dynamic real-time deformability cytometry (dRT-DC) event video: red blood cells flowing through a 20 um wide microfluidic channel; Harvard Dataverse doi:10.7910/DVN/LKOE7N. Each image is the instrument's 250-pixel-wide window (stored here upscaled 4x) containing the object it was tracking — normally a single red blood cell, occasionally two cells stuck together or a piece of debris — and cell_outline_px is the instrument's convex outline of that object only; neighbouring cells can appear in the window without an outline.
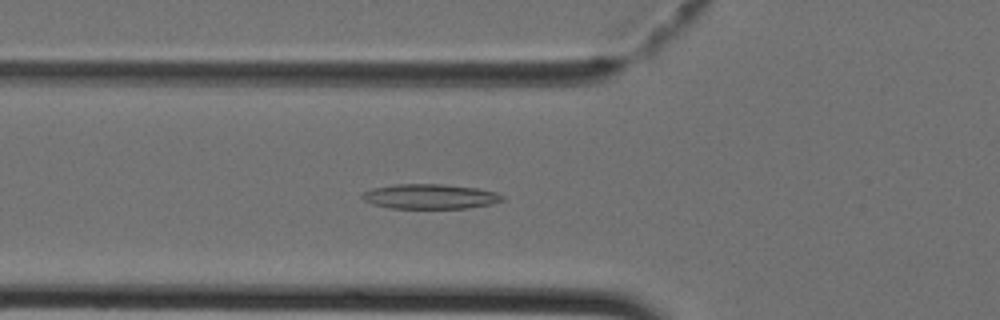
{"species": "Egyptian fruit bat (a non-hibernating species)", "species_latin": "Rousettus aegyptiacus", "temperature_condition": "cold", "stored_images_in_passage": 43, "camera_frame_rate_fps": 3000, "um_per_image_px": 0.085, "animal": {"sex": "female"}, "frame": {"image": 1, "passage_image": 15, "time_ms": 4.667, "image_size_px": [1000, 320], "cell_outline_px": [[504, 200], [492, 204], [468, 208], [388, 208], [372, 204], [364, 200], [360, 196], [364, 192], [372, 188], [396, 184], [444, 184], [476, 188], [496, 192], [504, 196]], "centroid_in_image_um": [36.56, 16.7], "position_along_channel_um": 89.2, "area_um2": 20.35}}
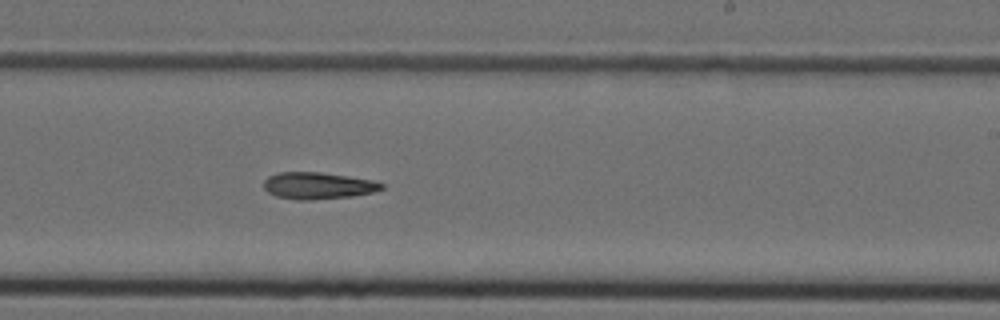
{"frame": {"image": 2, "passage_image": 26, "time_ms": 8.333, "image_size_px": [1000, 320], "cell_outline_px": [[384, 188], [372, 192], [352, 196], [312, 200], [296, 200], [276, 196], [268, 192], [264, 188], [264, 180], [268, 176], [280, 172], [320, 172], [376, 180], [384, 184]], "centroid_in_image_um": [27.03, 15.78], "position_along_channel_um": 262.0, "area_um2": 18.5}}
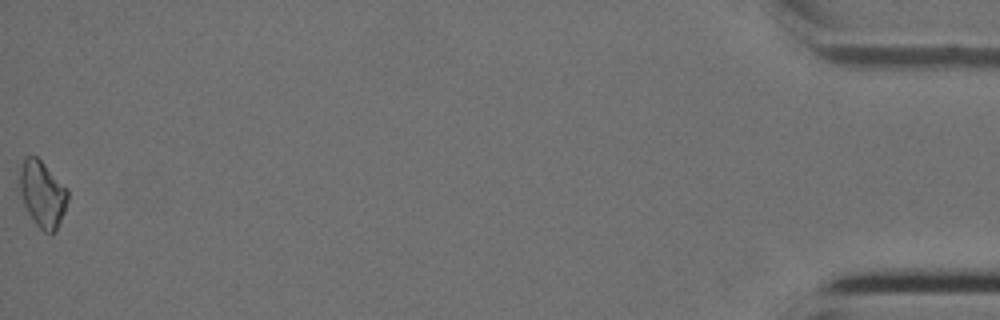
{"frame": {"image": 3, "passage_image": 43, "time_ms": 14.0, "image_size_px": [1000, 320], "cell_outline_px": [[68, 200], [64, 212], [56, 232], [52, 236], [44, 232], [36, 224], [28, 212], [24, 204], [20, 192], [20, 168], [24, 160], [28, 156], [36, 156], [68, 188]], "centroid_in_image_um": [3.63, 16.53], "position_along_channel_um": 431.6, "area_um2": 18.5}}